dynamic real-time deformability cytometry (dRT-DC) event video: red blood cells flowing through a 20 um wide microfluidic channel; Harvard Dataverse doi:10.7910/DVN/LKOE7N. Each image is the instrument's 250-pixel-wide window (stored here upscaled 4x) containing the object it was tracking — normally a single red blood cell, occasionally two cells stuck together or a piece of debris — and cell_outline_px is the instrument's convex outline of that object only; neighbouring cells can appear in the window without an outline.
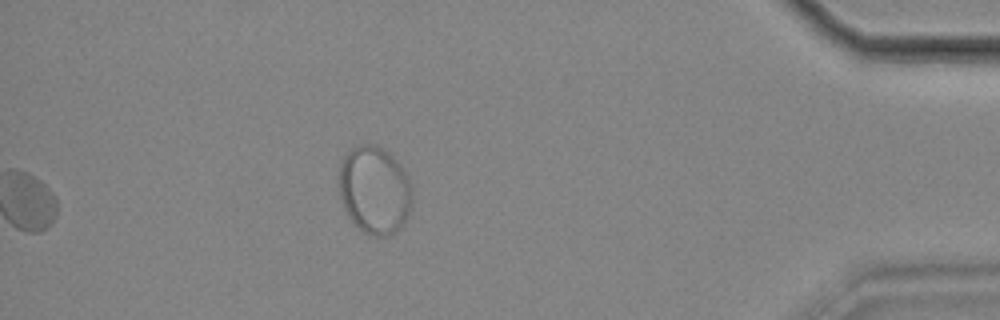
{"species": "common noctule bat (a hibernating species)", "species_latin": "Nyctalus noctula", "temperature_condition": "cold", "stored_images_in_passage": 48, "segment_of_instrument_passage": [2, 2], "camera_frame_rate_fps": 3000, "um_per_image_px": 0.085, "animal": {"sex": "female", "body_mass_g": 18.4}, "frame": {"image": 1, "passage_image": 48, "time_ms": 15.667, "image_size_px": [1000, 320], "cell_outline_px": [[412, 200], [408, 216], [404, 224], [392, 236], [376, 236], [364, 232], [348, 216], [344, 208], [340, 196], [340, 164], [344, 156], [356, 144], [376, 144], [388, 152], [404, 168], [408, 176], [412, 188]], "centroid_in_image_um": [31.87, 16.15], "position_along_channel_um": 403.3, "area_um2": 37.74}}